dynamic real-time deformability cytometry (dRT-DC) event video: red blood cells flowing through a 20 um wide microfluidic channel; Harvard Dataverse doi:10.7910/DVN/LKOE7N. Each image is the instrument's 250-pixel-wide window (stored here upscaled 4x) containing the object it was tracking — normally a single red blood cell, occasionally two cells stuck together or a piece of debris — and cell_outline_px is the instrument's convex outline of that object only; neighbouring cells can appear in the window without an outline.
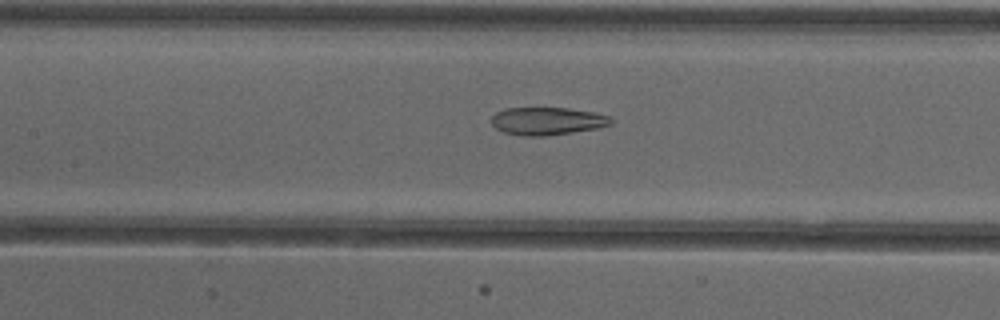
{"species": "common noctule bat (a hibernating species)", "species_latin": "Nyctalus noctula", "temperature_condition": "cold", "stored_images_in_passage": 53, "camera_frame_rate_fps": 3000, "um_per_image_px": 0.085, "animal": {"sex": "female"}, "frame": {"image": 1, "passage_image": 25, "time_ms": 8.0, "image_size_px": [1000, 320], "cell_outline_px": [[616, 120], [612, 124], [600, 128], [544, 136], [524, 136], [504, 132], [496, 128], [492, 124], [492, 116], [496, 112], [504, 108], [568, 108], [592, 112], [608, 116]], "centroid_in_image_um": [46.54, 10.29], "position_along_channel_um": 160.9, "area_um2": 19.36}}
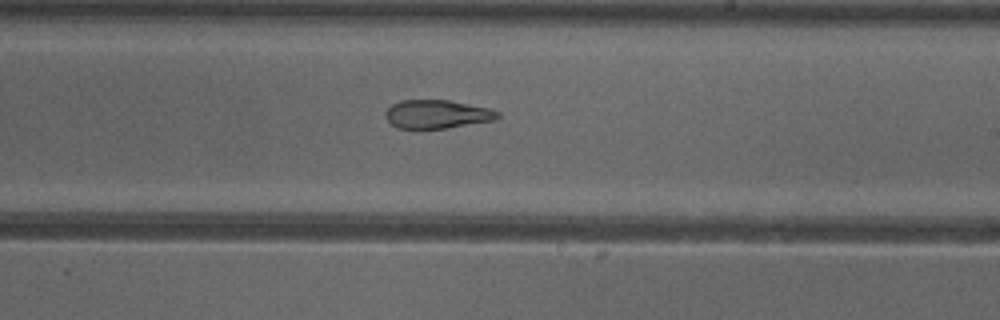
{"frame": {"image": 2, "passage_image": 32, "time_ms": 10.333, "image_size_px": [1000, 320], "cell_outline_px": [[500, 116], [496, 120], [444, 128], [396, 128], [384, 116], [384, 112], [392, 104], [400, 100], [448, 100], [488, 108], [500, 112]], "centroid_in_image_um": [37.13, 9.7], "position_along_channel_um": 251.9, "area_um2": 18.55}}
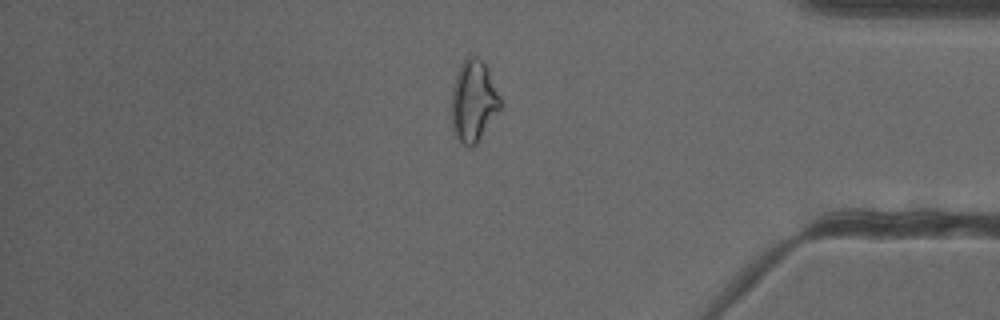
{"frame": {"image": 3, "passage_image": 45, "time_ms": 14.667, "image_size_px": [1000, 320], "cell_outline_px": [[504, 108], [476, 144], [472, 148], [468, 148], [456, 136], [452, 128], [452, 88], [460, 64], [468, 56], [476, 56], [488, 68], [504, 104]], "centroid_in_image_um": [40.3, 8.62], "position_along_channel_um": 394.9, "area_um2": 23.7}, "authors_computed_cell_mechanics": {"area_um2": 24.1604, "velocity_mm_per_s": 3.9202, "shape_relaxation_time_tau1_ms": null, "shape_relaxation_time_tau2_ms": 2.7926, "deformation_change_tau1": null, "deformation_change_tau2": 0.1186}}